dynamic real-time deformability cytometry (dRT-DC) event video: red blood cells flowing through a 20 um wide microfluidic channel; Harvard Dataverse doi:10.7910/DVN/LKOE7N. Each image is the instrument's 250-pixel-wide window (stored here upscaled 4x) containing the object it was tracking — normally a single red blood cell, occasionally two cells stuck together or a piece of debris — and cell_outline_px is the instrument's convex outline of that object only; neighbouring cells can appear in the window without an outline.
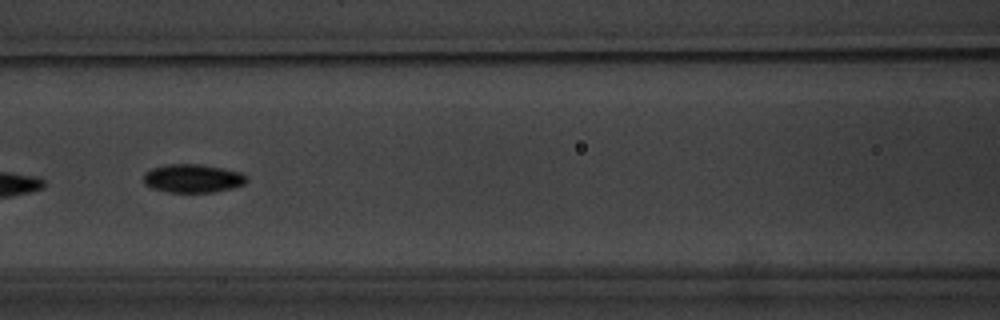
{"species": "common noctule bat (a hibernating species)", "species_latin": "Nyctalus noctula", "temperature_condition": "warm", "stored_images_in_passage": 10, "camera_frame_rate_fps": 3000, "um_per_image_px": 0.085, "animal": {"sex": "male", "body_mass_g": 20.1, "forearm_length_mm": 53.5}, "frame": {"image": 1, "passage_image": 7, "time_ms": 8.0, "image_size_px": [1000, 320], "cell_outline_px": [[248, 180], [244, 184], [216, 192], [168, 192], [152, 188], [144, 184], [144, 172], [152, 168], [168, 164], [200, 164], [224, 168], [240, 172], [248, 176]], "centroid_in_image_um": [16.39, 15.16], "position_along_channel_um": 150.2, "area_um2": 17.17}}